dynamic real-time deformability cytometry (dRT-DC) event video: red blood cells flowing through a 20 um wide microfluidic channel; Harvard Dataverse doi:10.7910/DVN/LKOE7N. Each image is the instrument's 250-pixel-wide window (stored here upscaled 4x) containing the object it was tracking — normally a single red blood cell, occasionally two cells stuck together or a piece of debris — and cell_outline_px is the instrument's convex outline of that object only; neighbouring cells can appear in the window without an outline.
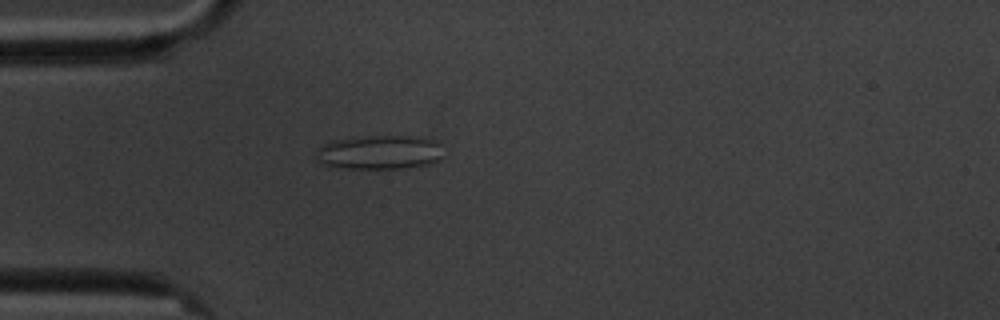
{"species": "common noctule bat (a hibernating species)", "species_latin": "Nyctalus noctula", "temperature_condition": "cold", "stored_images_in_passage": 6, "camera_frame_rate_fps": 3000, "um_per_image_px": 0.085, "animal": {"sex": "male", "body_mass_g": 20.1, "forearm_length_mm": 53.5}, "frame": {"image": 1, "passage_image": 5, "time_ms": 4.667, "image_size_px": [1000, 320], "cell_outline_px": [[444, 156], [428, 164], [400, 168], [328, 168], [320, 164], [316, 148], [332, 140], [372, 136], [416, 136], [440, 140]], "centroid_in_image_um": [32.28, 12.94], "position_along_channel_um": 52.7, "area_um2": 25.61}}